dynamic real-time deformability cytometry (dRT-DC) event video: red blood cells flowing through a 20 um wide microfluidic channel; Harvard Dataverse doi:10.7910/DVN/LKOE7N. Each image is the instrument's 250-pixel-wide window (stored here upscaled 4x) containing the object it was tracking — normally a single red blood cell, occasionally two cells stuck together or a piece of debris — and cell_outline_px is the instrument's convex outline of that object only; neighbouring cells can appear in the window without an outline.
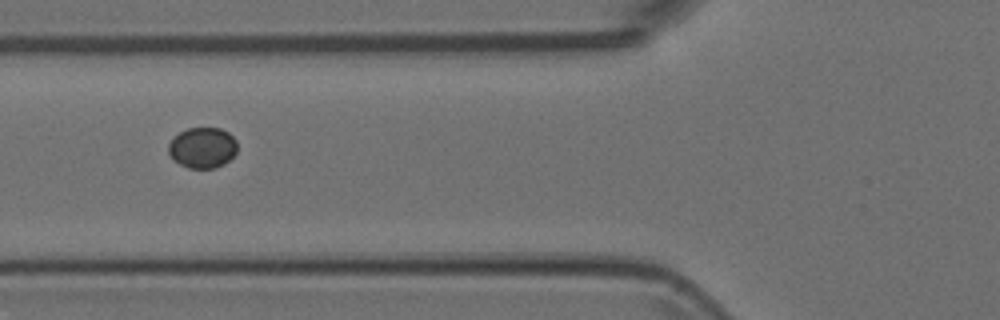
{"species": "Egyptian fruit bat (a non-hibernating species)", "species_latin": "Rousettus aegyptiacus", "temperature_condition": "room temperature", "stored_images_in_passage": 7, "camera_frame_rate_fps": 3000, "um_per_image_px": 0.085, "animal": {"sex": "female"}, "frame": {"image": 1, "passage_image": 2, "time_ms": 0.333, "image_size_px": [1000, 320], "cell_outline_px": [[236, 152], [224, 164], [216, 168], [188, 168], [172, 160], [168, 152], [168, 144], [180, 132], [188, 128], [220, 128], [228, 132], [236, 140]], "centroid_in_image_um": [17.2, 12.56], "position_along_channel_um": 108.6, "area_um2": 16.3}}
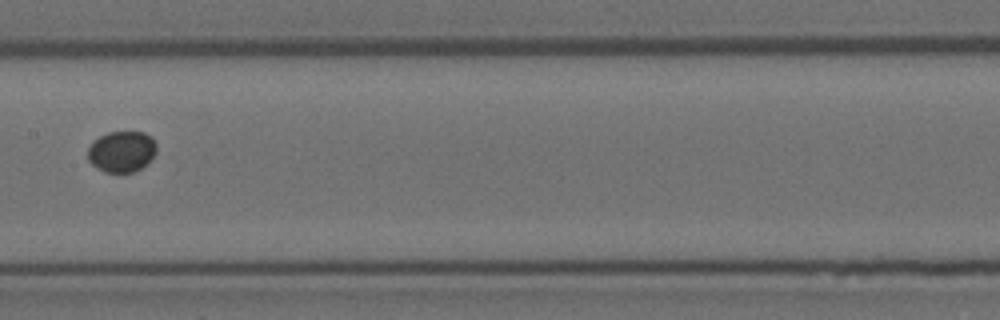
{"frame": {"image": 2, "passage_image": 4, "time_ms": 1.0, "image_size_px": [1000, 320], "cell_outline_px": [[156, 152], [148, 164], [132, 172], [104, 172], [96, 168], [88, 160], [88, 148], [100, 136], [108, 132], [144, 132], [152, 136], [156, 144]], "centroid_in_image_um": [10.37, 12.88], "position_along_channel_um": 197.0, "area_um2": 16.47}}
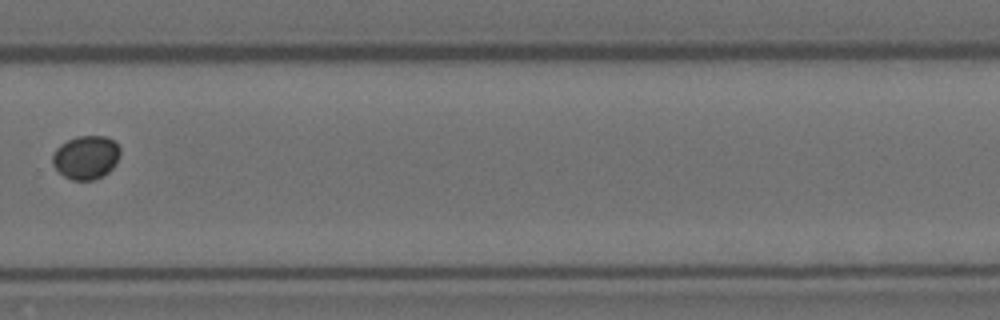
{"frame": {"image": 3, "passage_image": 7, "time_ms": 2.0, "image_size_px": [1000, 320], "cell_outline_px": [[120, 156], [116, 164], [104, 176], [92, 180], [72, 180], [64, 176], [52, 164], [52, 156], [56, 148], [60, 144], [76, 136], [104, 136], [112, 140], [120, 148]], "centroid_in_image_um": [7.31, 13.38], "position_along_channel_um": 322.5, "area_um2": 17.22}}